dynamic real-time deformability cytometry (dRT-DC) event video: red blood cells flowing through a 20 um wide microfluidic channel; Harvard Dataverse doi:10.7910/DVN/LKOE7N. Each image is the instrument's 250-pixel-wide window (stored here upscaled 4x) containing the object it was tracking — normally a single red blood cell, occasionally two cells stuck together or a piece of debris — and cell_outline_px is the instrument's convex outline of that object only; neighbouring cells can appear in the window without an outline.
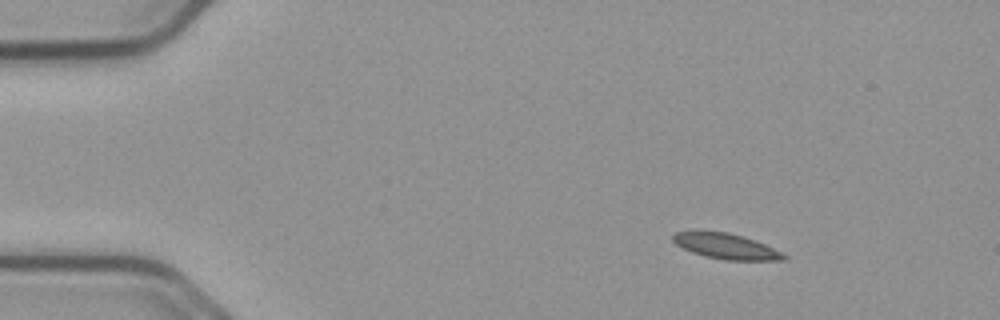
{"species": "common noctule bat (a hibernating species)", "species_latin": "Nyctalus noctula", "temperature_condition": "cold", "stored_images_in_passage": 56, "camera_frame_rate_fps": 3000, "um_per_image_px": 0.085, "animal": {"sex": "male", "body_mass_g": 23.1, "forearm_length_mm": 52.7}, "frame": {"image": 1, "passage_image": 8, "time_ms": 2.333, "image_size_px": [1000, 320], "cell_outline_px": [[788, 260], [724, 260], [704, 256], [692, 252], [676, 244], [672, 240], [672, 236], [676, 232], [692, 228], [728, 232], [764, 244], [788, 256]], "centroid_in_image_um": [61.62, 20.89], "position_along_channel_um": 23.4, "area_um2": 16.76}}
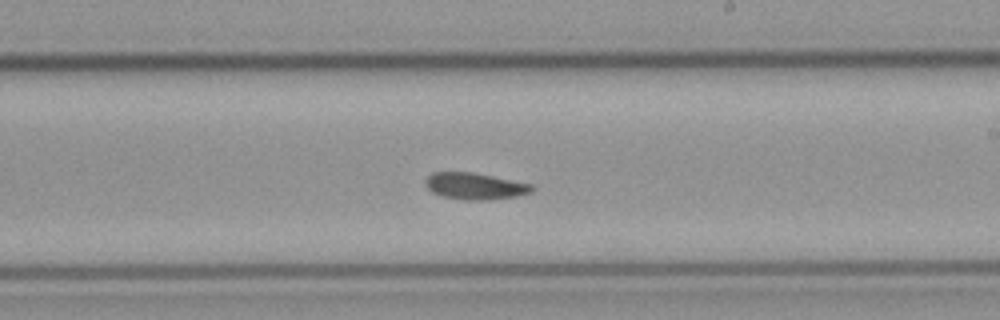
{"frame": {"image": 2, "passage_image": 33, "time_ms": 10.667, "image_size_px": [1000, 320], "cell_outline_px": [[536, 188], [532, 192], [516, 196], [484, 200], [464, 200], [444, 196], [432, 192], [424, 184], [424, 180], [432, 172], [472, 172], [532, 184]], "centroid_in_image_um": [40.37, 15.81], "position_along_channel_um": 248.6, "area_um2": 16.47}}
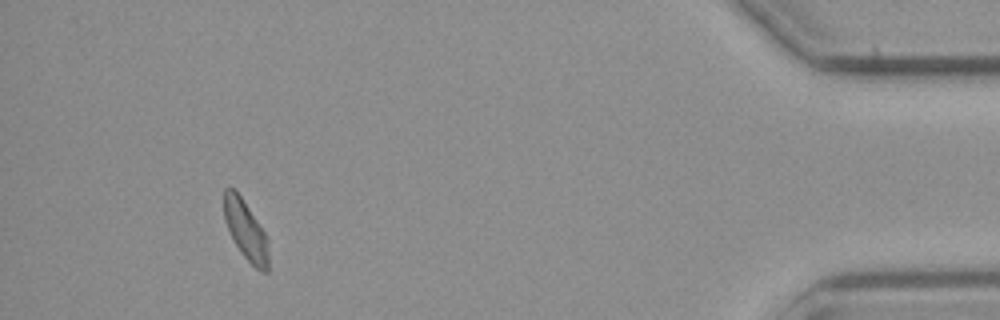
{"frame": {"image": 3, "passage_image": 52, "time_ms": 17.0, "image_size_px": [1000, 320], "cell_outline_px": [[268, 272], [260, 272], [244, 256], [228, 232], [224, 220], [224, 188], [236, 188], [264, 232], [268, 240]], "centroid_in_image_um": [20.87, 19.55], "position_along_channel_um": 414.3, "area_um2": 15.37}}